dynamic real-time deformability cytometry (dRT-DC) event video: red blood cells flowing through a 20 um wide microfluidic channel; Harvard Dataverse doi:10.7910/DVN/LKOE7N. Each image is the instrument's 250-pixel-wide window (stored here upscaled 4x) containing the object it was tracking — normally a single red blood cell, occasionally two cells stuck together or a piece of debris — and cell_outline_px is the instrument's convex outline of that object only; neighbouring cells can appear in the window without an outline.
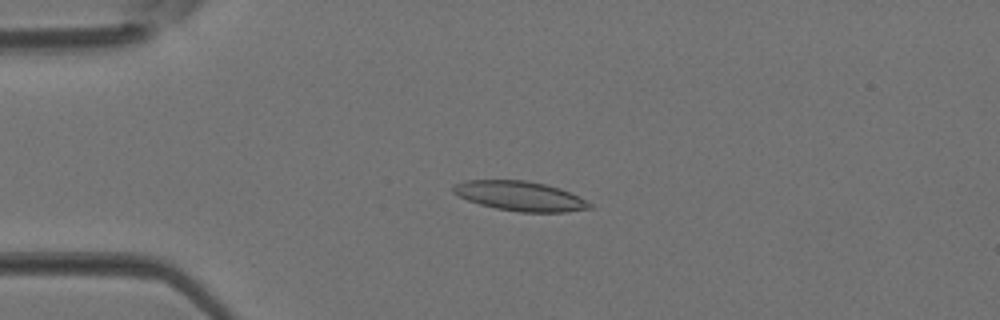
{"species": "Egyptian fruit bat (a non-hibernating species)", "species_latin": "Rousettus aegyptiacus", "temperature_condition": "room temperature", "stored_images_in_passage": 12, "camera_frame_rate_fps": 3000, "um_per_image_px": 0.085, "animal": {"sex": "female"}, "frame": {"image": 1, "passage_image": 10, "time_ms": 3.0, "image_size_px": [1000, 320], "cell_outline_px": [[592, 208], [568, 212], [520, 212], [496, 208], [480, 204], [468, 200], [452, 192], [452, 184], [464, 180], [524, 180], [544, 184], [560, 188], [580, 196], [592, 204]], "centroid_in_image_um": [44.21, 16.66], "position_along_channel_um": 40.8, "area_um2": 23.64}}